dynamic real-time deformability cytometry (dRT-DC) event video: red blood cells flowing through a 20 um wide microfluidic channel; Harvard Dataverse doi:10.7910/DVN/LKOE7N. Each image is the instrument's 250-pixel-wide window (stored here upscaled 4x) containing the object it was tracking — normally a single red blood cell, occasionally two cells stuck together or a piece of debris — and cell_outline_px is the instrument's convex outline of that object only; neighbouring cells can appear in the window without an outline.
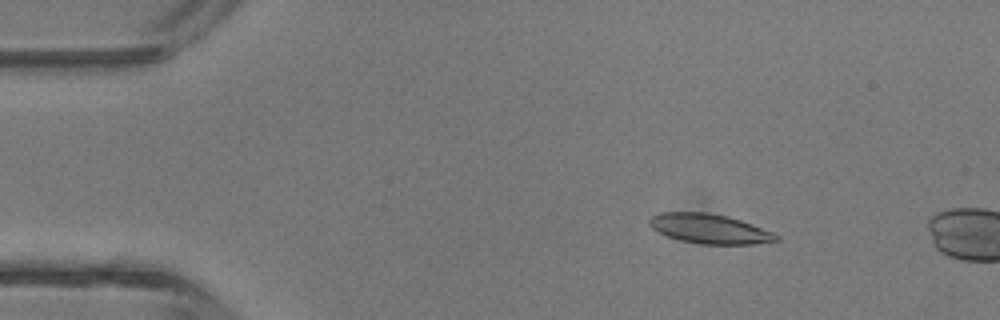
{"species": "common noctule bat (a hibernating species)", "species_latin": "Nyctalus noctula", "temperature_condition": "room temperature", "stored_images_in_passage": 3, "camera_frame_rate_fps": 3000, "um_per_image_px": 0.085, "animal": {"sex": "male", "body_mass_g": 13.3}, "frame": {"image": 1, "passage_image": 2, "time_ms": 1.333, "image_size_px": [1000, 320], "cell_outline_px": [[780, 240], [752, 244], [700, 244], [680, 240], [668, 236], [652, 228], [648, 224], [648, 220], [652, 216], [660, 212], [708, 212], [728, 216], [752, 224], [772, 232], [780, 236]], "centroid_in_image_um": [60.3, 19.44], "position_along_channel_um": 24.7, "area_um2": 21.85}}